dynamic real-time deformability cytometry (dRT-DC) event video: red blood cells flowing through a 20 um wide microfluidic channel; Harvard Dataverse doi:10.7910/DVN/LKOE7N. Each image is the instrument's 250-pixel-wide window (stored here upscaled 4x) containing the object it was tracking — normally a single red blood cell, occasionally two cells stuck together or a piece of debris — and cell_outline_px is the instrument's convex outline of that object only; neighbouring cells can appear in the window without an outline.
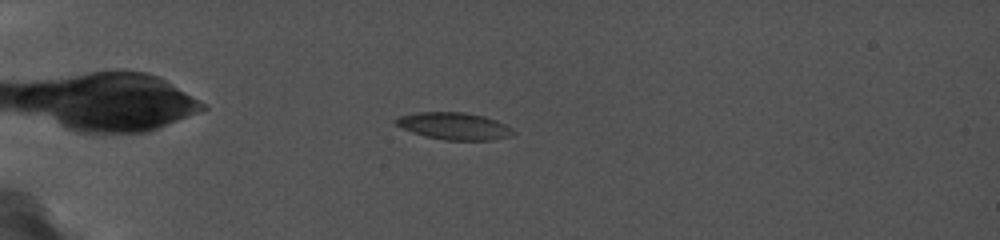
{"species": "common noctule bat (a hibernating species)", "species_latin": "Nyctalus noctula", "temperature_condition": "cold", "stored_images_in_passage": 36, "camera_frame_rate_fps": 5000, "um_per_image_px": 0.085, "animal": {"sex": "female", "body_mass_g": 19.0, "forearm_length_mm": 56.7}, "frame": {"image": 1, "passage_image": 8, "time_ms": 3.2, "image_size_px": [1000, 240], "cell_outline_px": [[516, 132], [512, 136], [492, 140], [444, 140], [424, 136], [412, 132], [396, 124], [396, 120], [400, 116], [420, 112], [460, 112], [484, 116], [496, 120], [504, 124]], "centroid_in_image_um": [38.64, 10.72], "position_along_channel_um": 46.4, "area_um2": 18.32}}
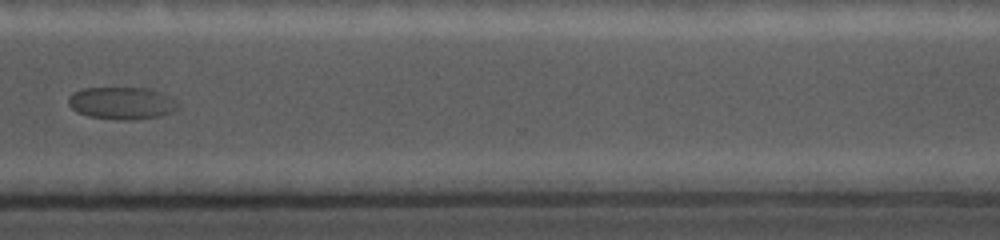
{"frame": {"image": 2, "passage_image": 30, "time_ms": 13.2, "image_size_px": [1000, 240], "cell_outline_px": [[176, 108], [160, 116], [136, 120], [116, 120], [88, 116], [72, 108], [68, 104], [68, 96], [72, 92], [84, 88], [144, 88], [156, 92], [176, 104]], "centroid_in_image_um": [10.21, 8.78], "position_along_channel_um": 360.4, "area_um2": 20.0}}
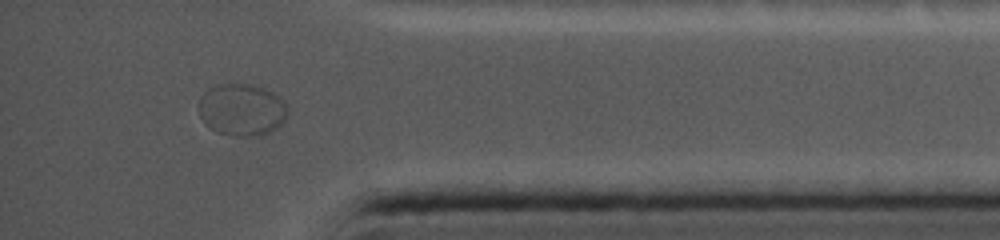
{"frame": {"image": 3, "passage_image": 34, "time_ms": 14.8, "image_size_px": [1000, 240], "cell_outline_px": [[288, 112], [284, 120], [276, 128], [264, 136], [236, 136], [216, 132], [208, 128], [204, 124], [200, 116], [200, 96], [204, 92], [212, 88], [224, 84], [244, 80], [264, 88], [272, 92], [284, 104]], "centroid_in_image_um": [20.54, 9.32], "position_along_channel_um": 414.7, "area_um2": 27.28}}